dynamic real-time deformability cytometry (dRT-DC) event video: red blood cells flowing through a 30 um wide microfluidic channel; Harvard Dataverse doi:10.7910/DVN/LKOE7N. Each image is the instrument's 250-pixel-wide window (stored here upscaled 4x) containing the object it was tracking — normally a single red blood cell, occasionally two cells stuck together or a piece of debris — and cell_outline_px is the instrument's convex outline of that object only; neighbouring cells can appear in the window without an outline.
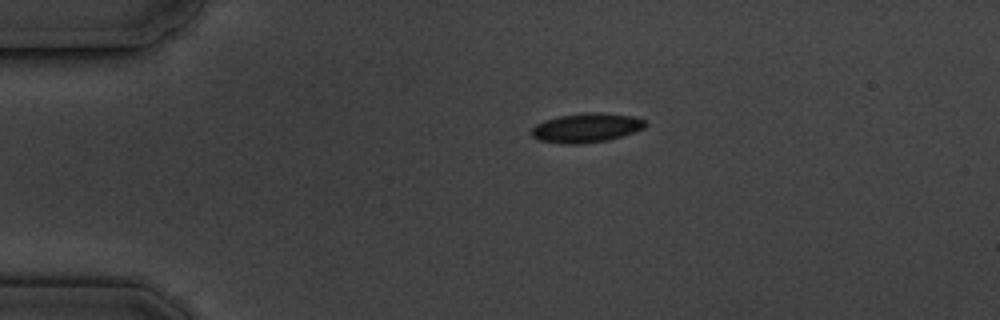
{"species": "common noctule bat (a hibernating species)", "species_latin": "Nyctalus noctula", "temperature_condition": "cold", "stored_images_in_passage": 8, "camera_frame_rate_fps": 3000, "um_per_image_px": 0.085, "animal": {"sex": "male", "body_mass_g": 19.5, "forearm_length_mm": 54.6}, "frame": {"image": 1, "passage_image": 1, "time_ms": 0.0, "image_size_px": [1000, 320], "cell_outline_px": [[648, 124], [644, 128], [636, 132], [608, 140], [580, 144], [560, 144], [540, 140], [532, 136], [532, 128], [536, 124], [544, 120], [560, 116], [584, 112], [604, 112], [632, 116], [644, 120]], "centroid_in_image_um": [49.86, 10.86], "position_along_channel_um": 35.1, "area_um2": 19.59}}
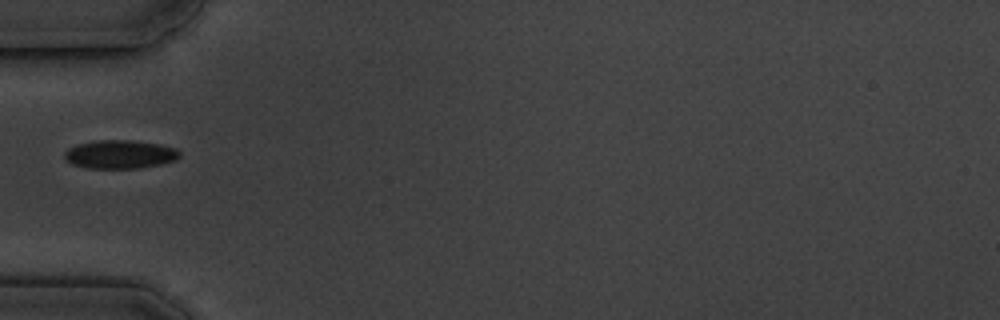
{"frame": {"image": 2, "passage_image": 3, "time_ms": 2.333, "image_size_px": [1000, 320], "cell_outline_px": [[180, 156], [176, 160], [160, 164], [140, 168], [88, 168], [72, 164], [64, 160], [64, 152], [68, 148], [76, 144], [92, 140], [132, 140], [160, 144], [176, 148], [180, 152]], "centroid_in_image_um": [10.17, 13.11], "position_along_channel_um": 74.8, "area_um2": 19.36}}